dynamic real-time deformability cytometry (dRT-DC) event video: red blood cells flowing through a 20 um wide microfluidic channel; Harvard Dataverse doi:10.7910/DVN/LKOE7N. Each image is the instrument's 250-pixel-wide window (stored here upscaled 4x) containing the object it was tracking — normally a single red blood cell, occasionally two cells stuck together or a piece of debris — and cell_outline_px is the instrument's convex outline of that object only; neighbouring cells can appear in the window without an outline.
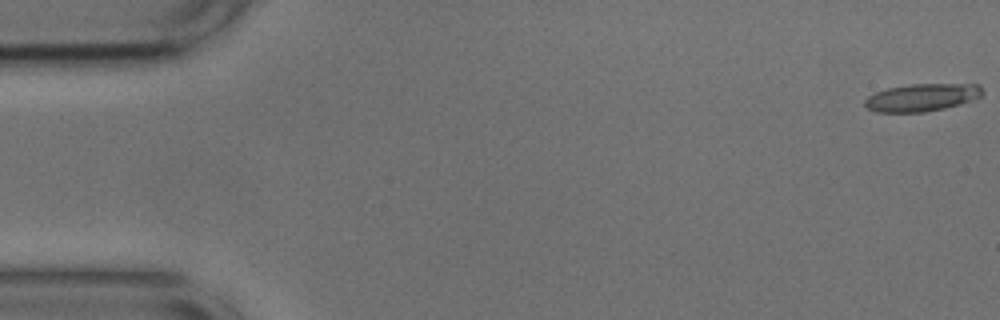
{"species": "common noctule bat (a hibernating species)", "species_latin": "Nyctalus noctula", "temperature_condition": "cold", "stored_images_in_passage": 14, "camera_frame_rate_fps": 3000, "um_per_image_px": 0.085, "animal": {"sex": "male", "body_mass_g": 17.9, "forearm_length_mm": 54.2}, "frame": {"image": 1, "passage_image": 1, "time_ms": 0.0, "image_size_px": [1000, 320], "cell_outline_px": [[984, 92], [980, 96], [960, 104], [944, 108], [924, 112], [876, 112], [868, 108], [864, 104], [864, 100], [868, 96], [876, 92], [888, 88], [908, 84], [980, 84]], "centroid_in_image_um": [78.35, 8.28], "position_along_channel_um": 6.6, "area_um2": 18.84}}
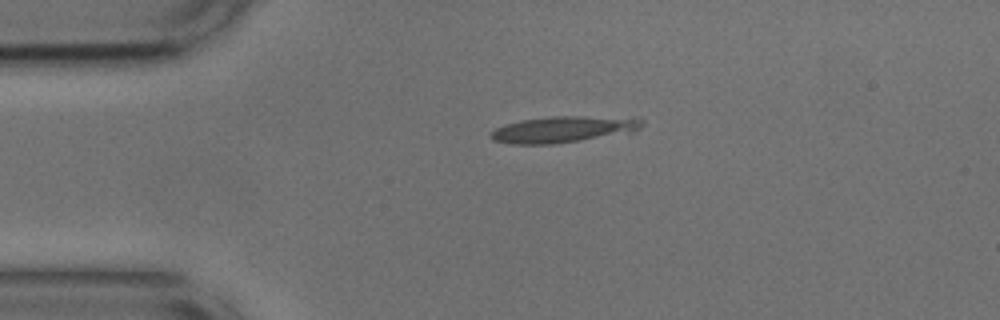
{"frame": {"image": 2, "passage_image": 12, "time_ms": 3.667, "image_size_px": [1000, 320], "cell_outline_px": [[644, 124], [636, 132], [552, 144], [512, 144], [492, 140], [488, 136], [496, 128], [504, 124], [524, 120], [552, 116], [640, 116], [644, 120]], "centroid_in_image_um": [48.01, 10.97], "position_along_channel_um": 37.0, "area_um2": 23.7}}